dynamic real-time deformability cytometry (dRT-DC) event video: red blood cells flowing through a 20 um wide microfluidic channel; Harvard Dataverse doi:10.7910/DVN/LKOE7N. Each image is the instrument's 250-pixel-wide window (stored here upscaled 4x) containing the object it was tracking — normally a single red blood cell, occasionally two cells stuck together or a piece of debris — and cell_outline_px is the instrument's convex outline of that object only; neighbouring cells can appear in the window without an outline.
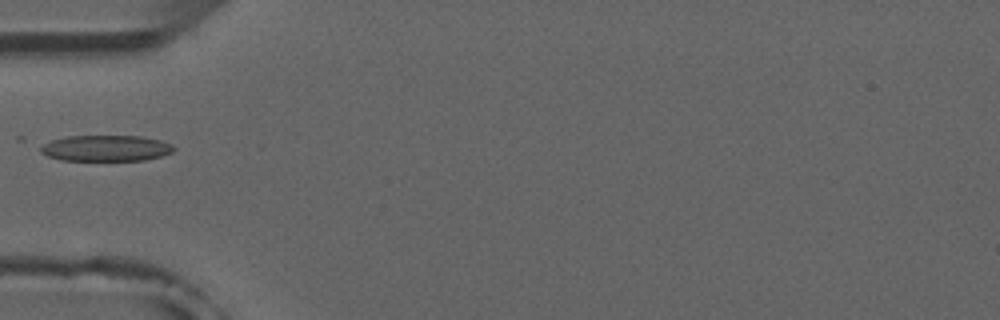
{"species": "common noctule bat (a hibernating species)", "species_latin": "Nyctalus noctula", "temperature_condition": "room temperature", "stored_images_in_passage": 4, "camera_frame_rate_fps": 3000, "um_per_image_px": 0.085, "animal": {"sex": "male", "forearm_length_mm": 52.5}, "frame": {"image": 1, "passage_image": 4, "time_ms": 3.667, "image_size_px": [1000, 320], "cell_outline_px": [[176, 148], [172, 152], [160, 156], [144, 160], [60, 160], [48, 156], [40, 152], [40, 148], [44, 144], [52, 140], [68, 136], [140, 136], [160, 140], [172, 144]], "centroid_in_image_um": [9.01, 12.59], "position_along_channel_um": 76.0, "area_um2": 20.06}}